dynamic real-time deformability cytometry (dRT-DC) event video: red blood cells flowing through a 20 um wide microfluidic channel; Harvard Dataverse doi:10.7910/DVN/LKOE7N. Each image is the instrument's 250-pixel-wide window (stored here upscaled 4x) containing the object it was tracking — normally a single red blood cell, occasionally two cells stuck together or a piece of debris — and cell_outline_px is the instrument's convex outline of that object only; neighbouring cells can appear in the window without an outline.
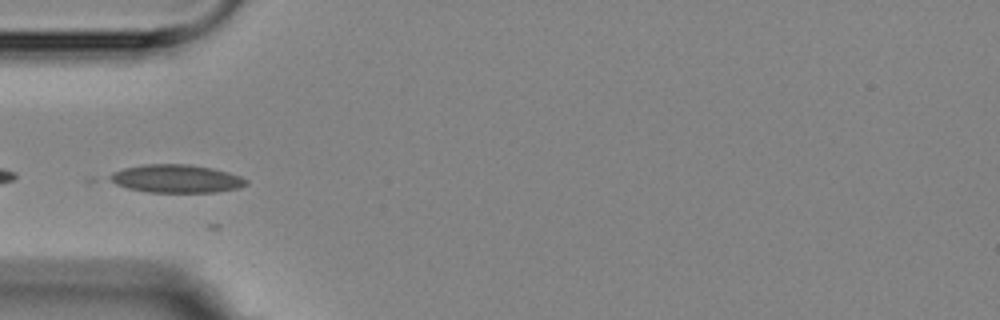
{"species": "Egyptian fruit bat (a non-hibernating species)", "species_latin": "Rousettus aegyptiacus", "temperature_condition": "room temperature", "stored_images_in_passage": 7, "camera_frame_rate_fps": 3000, "um_per_image_px": 0.085, "animal": {"sex": "female"}, "frame": {"image": 1, "passage_image": 4, "time_ms": 3.333, "image_size_px": [1000, 320], "cell_outline_px": [[248, 184], [240, 188], [216, 192], [148, 192], [128, 188], [116, 184], [108, 180], [104, 176], [112, 172], [124, 168], [144, 164], [188, 164], [212, 168], [228, 172], [240, 176], [248, 180]], "centroid_in_image_um": [14.96, 15.18], "position_along_channel_um": 70.0, "area_um2": 22.54}}
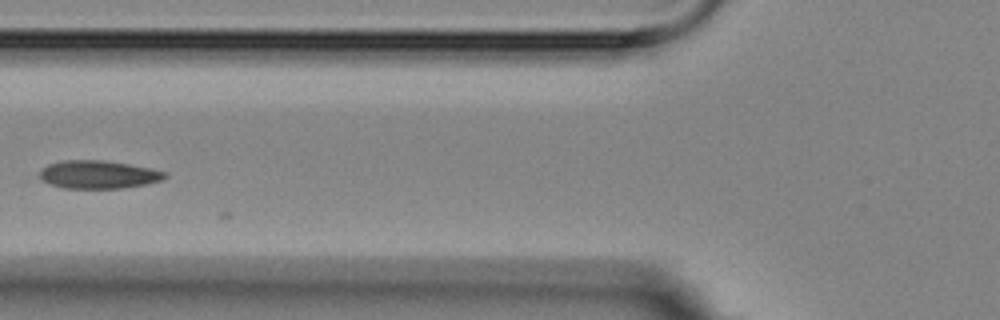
{"frame": {"image": 2, "passage_image": 5, "time_ms": 4.667, "image_size_px": [1000, 320], "cell_outline_px": [[168, 176], [164, 180], [148, 184], [124, 188], [64, 188], [52, 184], [44, 180], [40, 176], [40, 172], [48, 164], [64, 160], [104, 160], [152, 168], [164, 172]], "centroid_in_image_um": [8.43, 14.83], "position_along_channel_um": 117.4, "area_um2": 20.4}}
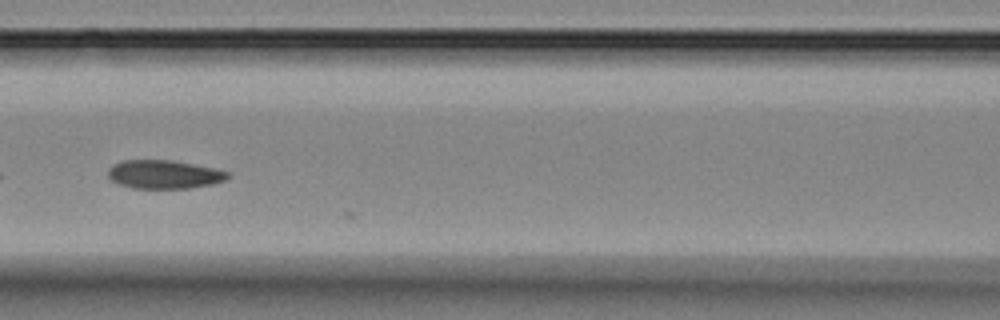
{"frame": {"image": 3, "passage_image": 6, "time_ms": 5.667, "image_size_px": [1000, 320], "cell_outline_px": [[232, 176], [224, 180], [212, 184], [188, 188], [132, 188], [120, 184], [112, 180], [108, 176], [108, 168], [112, 164], [124, 160], [172, 160], [216, 168], [232, 172]], "centroid_in_image_um": [13.99, 14.81], "position_along_channel_um": 152.6, "area_um2": 20.06}}